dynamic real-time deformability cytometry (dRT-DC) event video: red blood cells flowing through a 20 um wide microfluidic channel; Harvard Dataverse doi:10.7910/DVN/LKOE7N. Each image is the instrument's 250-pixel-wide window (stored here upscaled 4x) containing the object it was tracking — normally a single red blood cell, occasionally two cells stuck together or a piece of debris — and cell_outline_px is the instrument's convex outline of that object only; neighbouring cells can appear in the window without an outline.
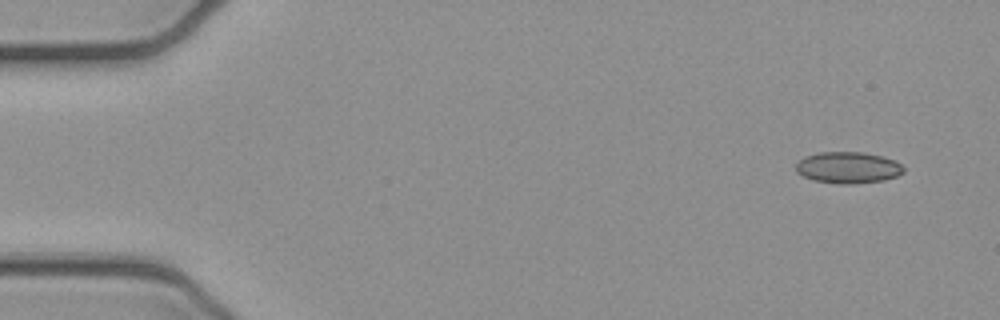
{"species": "common noctule bat (a hibernating species)", "species_latin": "Nyctalus noctula", "temperature_condition": "cold", "stored_images_in_passage": 7, "camera_frame_rate_fps": 3000, "um_per_image_px": 0.085, "animal": {"sex": "female", "body_mass_g": 21.9}, "frame": {"image": 1, "passage_image": 1, "time_ms": 0.0, "image_size_px": [1000, 320], "cell_outline_px": [[904, 172], [896, 176], [884, 180], [856, 184], [840, 184], [812, 180], [796, 172], [796, 164], [804, 156], [820, 152], [864, 152], [896, 160], [904, 168]], "centroid_in_image_um": [72.08, 14.25], "position_along_channel_um": 12.9, "area_um2": 19.83}}
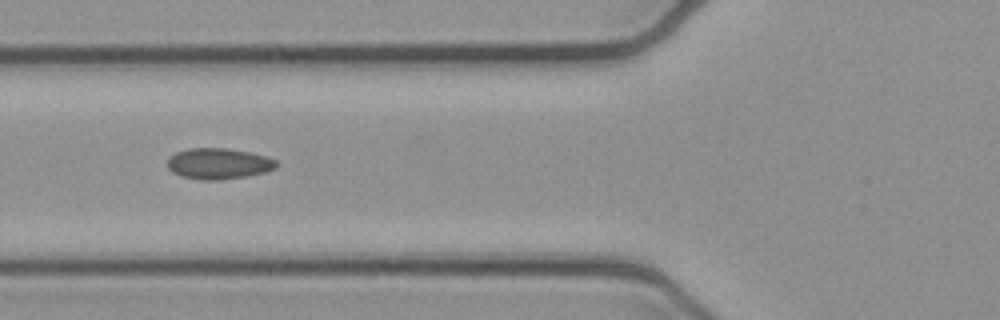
{"frame": {"image": 2, "passage_image": 5, "time_ms": 1.333, "image_size_px": [1000, 320], "cell_outline_px": [[280, 164], [276, 168], [264, 172], [248, 176], [220, 180], [200, 180], [180, 176], [172, 172], [168, 168], [168, 160], [176, 152], [188, 148], [228, 148], [248, 152], [264, 156], [276, 160]], "centroid_in_image_um": [18.58, 13.92], "position_along_channel_um": 107.2, "area_um2": 19.71}}
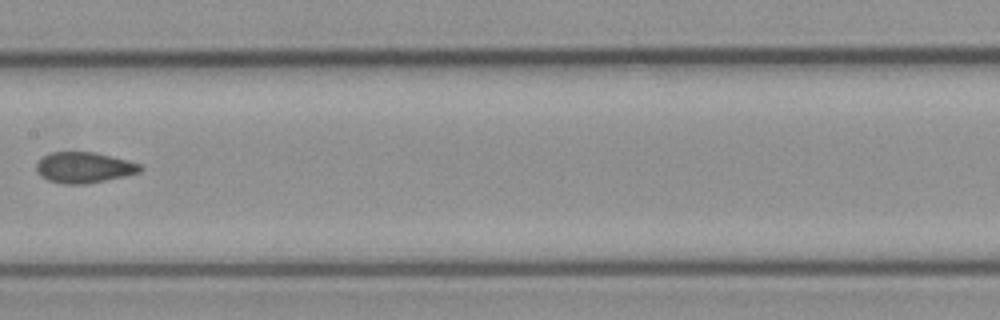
{"frame": {"image": 3, "passage_image": 7, "time_ms": 2.0, "image_size_px": [1000, 320], "cell_outline_px": [[144, 168], [140, 172], [124, 176], [84, 184], [64, 184], [48, 180], [40, 176], [36, 172], [36, 164], [48, 152], [96, 152], [128, 160], [140, 164]], "centroid_in_image_um": [7.13, 14.23], "position_along_channel_um": 200.3, "area_um2": 18.67}}